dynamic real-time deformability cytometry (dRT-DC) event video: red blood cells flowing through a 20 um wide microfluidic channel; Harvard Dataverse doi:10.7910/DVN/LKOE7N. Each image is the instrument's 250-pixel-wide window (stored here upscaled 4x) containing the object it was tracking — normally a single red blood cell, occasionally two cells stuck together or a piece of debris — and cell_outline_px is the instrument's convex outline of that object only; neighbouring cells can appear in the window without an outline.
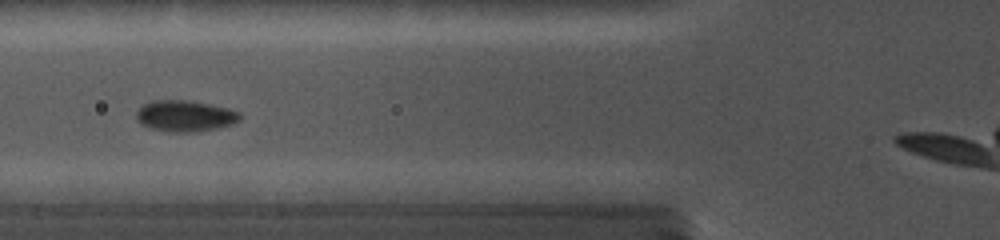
{"species": "common noctule bat (a hibernating species)", "species_latin": "Nyctalus noctula", "temperature_condition": "cold", "stored_images_in_passage": 13, "camera_frame_rate_fps": 5000, "um_per_image_px": 0.085, "animal": {"sex": "female", "body_mass_g": 19.0, "forearm_length_mm": 56.7}, "frame": {"image": 1, "passage_image": 3, "time_ms": 1.6, "image_size_px": [1000, 240], "cell_outline_px": [[240, 120], [232, 124], [216, 128], [196, 132], [168, 132], [152, 128], [140, 124], [136, 120], [136, 112], [144, 104], [152, 100], [184, 100], [208, 104], [228, 108], [240, 112]], "centroid_in_image_um": [15.71, 9.86], "position_along_channel_um": 110.1, "area_um2": 18.79}}
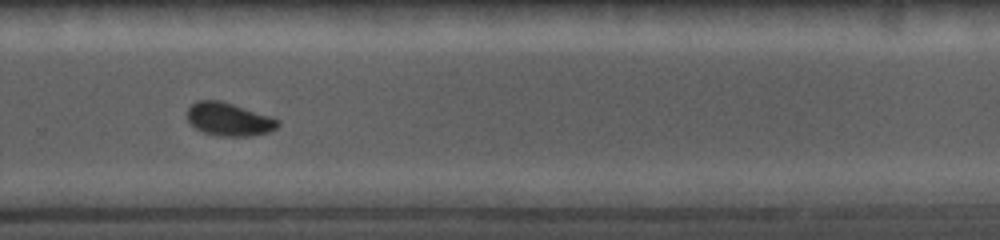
{"frame": {"image": 2, "passage_image": 10, "time_ms": 6.8, "image_size_px": [1000, 240], "cell_outline_px": [[280, 124], [276, 128], [268, 132], [252, 136], [220, 136], [204, 132], [196, 128], [188, 120], [188, 108], [196, 100], [216, 100], [232, 104], [272, 116], [280, 120]], "centroid_in_image_um": [19.49, 10.14], "position_along_channel_um": 310.3, "area_um2": 17.4}}
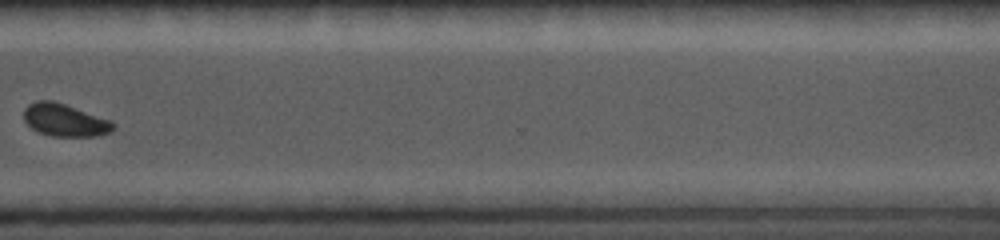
{"frame": {"image": 3, "passage_image": 11, "time_ms": 8.2, "image_size_px": [1000, 240], "cell_outline_px": [[116, 128], [108, 132], [96, 136], [52, 136], [36, 132], [24, 120], [24, 108], [28, 104], [36, 100], [52, 100], [112, 120], [116, 124]], "centroid_in_image_um": [5.5, 10.21], "position_along_channel_um": 365.1, "area_um2": 17.05}}